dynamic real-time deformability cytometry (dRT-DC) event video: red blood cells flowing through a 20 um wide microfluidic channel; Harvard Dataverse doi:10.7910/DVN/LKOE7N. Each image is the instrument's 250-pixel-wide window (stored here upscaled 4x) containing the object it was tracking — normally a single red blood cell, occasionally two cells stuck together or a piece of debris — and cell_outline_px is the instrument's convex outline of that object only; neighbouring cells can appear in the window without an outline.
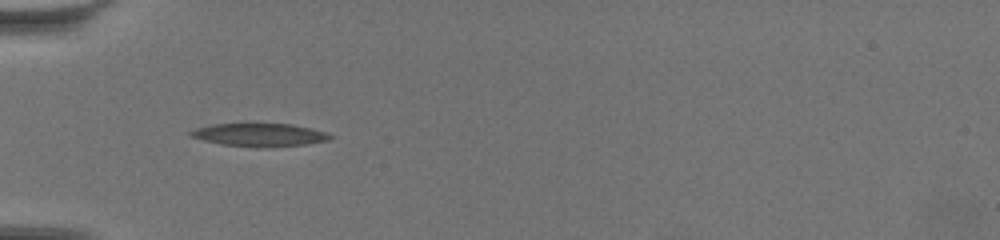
{"species": "common noctule bat (a hibernating species)", "species_latin": "Nyctalus noctula", "temperature_condition": "warm", "stored_images_in_passage": 31, "camera_frame_rate_fps": 3000, "um_per_image_px": 0.085, "animal": {"sex": "female", "body_mass_g": 19.5, "forearm_length_mm": 54.1}, "frame": {"image": 1, "passage_image": 14, "time_ms": 4.333, "image_size_px": [1000, 240], "cell_outline_px": [[332, 136], [328, 140], [304, 144], [256, 148], [220, 144], [188, 136], [188, 132], [196, 128], [212, 124], [292, 124], [328, 132]], "centroid_in_image_um": [22.02, 11.46], "position_along_channel_um": 63.0, "area_um2": 18.67}}
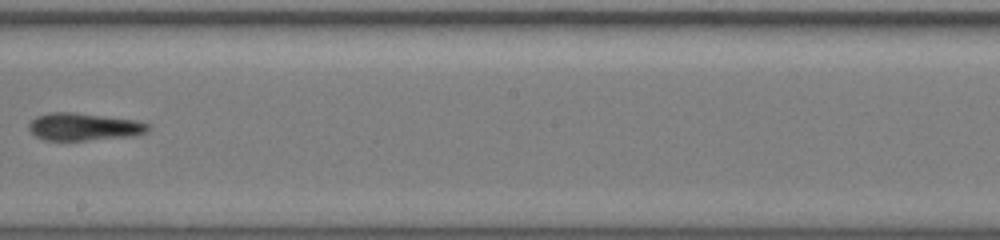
{"frame": {"image": 2, "passage_image": 20, "time_ms": 6.333, "image_size_px": [1000, 240], "cell_outline_px": [[152, 124], [144, 132], [132, 136], [84, 140], [44, 140], [36, 136], [28, 128], [28, 124], [36, 116], [48, 112], [72, 112], [136, 120]], "centroid_in_image_um": [7.1, 10.76], "position_along_channel_um": 241.1, "area_um2": 18.96}}
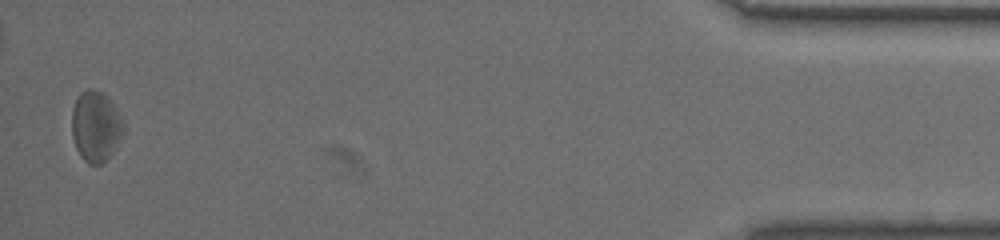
{"frame": {"image": 3, "passage_image": 31, "time_ms": 10.0, "image_size_px": [1000, 240], "cell_outline_px": [[124, 132], [120, 140], [112, 152], [100, 164], [88, 164], [80, 156], [76, 148], [72, 136], [72, 108], [80, 92], [88, 88], [92, 88], [100, 92], [112, 104], [124, 124]], "centroid_in_image_um": [8.11, 10.75], "position_along_channel_um": 427.1, "area_um2": 20.92}}